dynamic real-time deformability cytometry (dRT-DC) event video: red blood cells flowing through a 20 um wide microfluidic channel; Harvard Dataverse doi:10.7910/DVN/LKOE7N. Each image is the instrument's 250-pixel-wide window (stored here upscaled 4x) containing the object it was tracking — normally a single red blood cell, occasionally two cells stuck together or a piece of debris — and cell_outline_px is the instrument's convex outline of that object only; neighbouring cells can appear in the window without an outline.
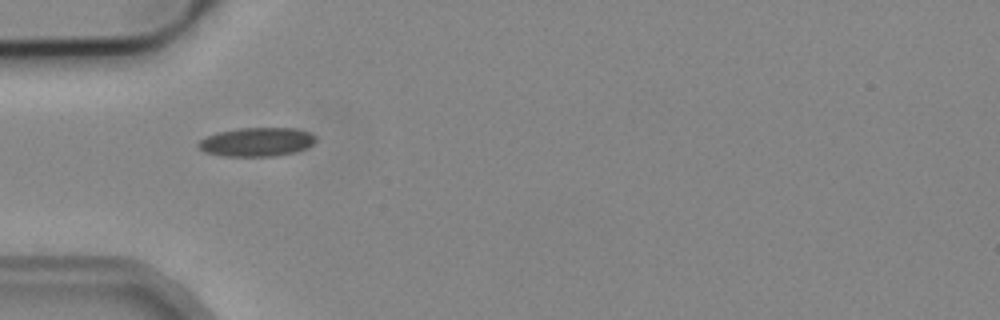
{"species": "common noctule bat (a hibernating species)", "species_latin": "Nyctalus noctula", "temperature_condition": "cold", "stored_images_in_passage": 2, "camera_frame_rate_fps": 3000, "um_per_image_px": 0.085, "animal": {"sex": "male", "body_mass_g": 19.2, "forearm_length_mm": 51.8}, "frame": {"image": 1, "passage_image": 1, "time_ms": 0.0, "image_size_px": [1000, 320], "cell_outline_px": [[316, 140], [308, 148], [296, 152], [276, 156], [224, 156], [204, 152], [196, 144], [200, 140], [216, 132], [240, 128], [296, 128], [308, 132], [316, 136]], "centroid_in_image_um": [21.84, 12.07], "position_along_channel_um": 63.2, "area_um2": 19.83}}